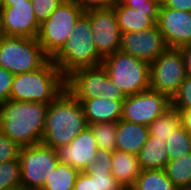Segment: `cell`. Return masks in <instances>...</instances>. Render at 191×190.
Masks as SVG:
<instances>
[{
    "label": "cell",
    "mask_w": 191,
    "mask_h": 190,
    "mask_svg": "<svg viewBox=\"0 0 191 190\" xmlns=\"http://www.w3.org/2000/svg\"><path fill=\"white\" fill-rule=\"evenodd\" d=\"M66 89L77 100H90L105 94L106 70L101 65L80 68L65 78Z\"/></svg>",
    "instance_id": "obj_15"
},
{
    "label": "cell",
    "mask_w": 191,
    "mask_h": 190,
    "mask_svg": "<svg viewBox=\"0 0 191 190\" xmlns=\"http://www.w3.org/2000/svg\"><path fill=\"white\" fill-rule=\"evenodd\" d=\"M79 173L78 169L59 162L41 190H73Z\"/></svg>",
    "instance_id": "obj_23"
},
{
    "label": "cell",
    "mask_w": 191,
    "mask_h": 190,
    "mask_svg": "<svg viewBox=\"0 0 191 190\" xmlns=\"http://www.w3.org/2000/svg\"><path fill=\"white\" fill-rule=\"evenodd\" d=\"M125 6L141 11H159L160 0H126Z\"/></svg>",
    "instance_id": "obj_35"
},
{
    "label": "cell",
    "mask_w": 191,
    "mask_h": 190,
    "mask_svg": "<svg viewBox=\"0 0 191 190\" xmlns=\"http://www.w3.org/2000/svg\"><path fill=\"white\" fill-rule=\"evenodd\" d=\"M183 56L185 72L187 76H191V45L179 47Z\"/></svg>",
    "instance_id": "obj_40"
},
{
    "label": "cell",
    "mask_w": 191,
    "mask_h": 190,
    "mask_svg": "<svg viewBox=\"0 0 191 190\" xmlns=\"http://www.w3.org/2000/svg\"><path fill=\"white\" fill-rule=\"evenodd\" d=\"M73 190H98L97 179L91 178L85 171L80 172Z\"/></svg>",
    "instance_id": "obj_37"
},
{
    "label": "cell",
    "mask_w": 191,
    "mask_h": 190,
    "mask_svg": "<svg viewBox=\"0 0 191 190\" xmlns=\"http://www.w3.org/2000/svg\"><path fill=\"white\" fill-rule=\"evenodd\" d=\"M3 8V0H0V10Z\"/></svg>",
    "instance_id": "obj_45"
},
{
    "label": "cell",
    "mask_w": 191,
    "mask_h": 190,
    "mask_svg": "<svg viewBox=\"0 0 191 190\" xmlns=\"http://www.w3.org/2000/svg\"><path fill=\"white\" fill-rule=\"evenodd\" d=\"M2 13V33L4 36L36 38L40 24L36 20L32 1L13 3L4 7Z\"/></svg>",
    "instance_id": "obj_14"
},
{
    "label": "cell",
    "mask_w": 191,
    "mask_h": 190,
    "mask_svg": "<svg viewBox=\"0 0 191 190\" xmlns=\"http://www.w3.org/2000/svg\"><path fill=\"white\" fill-rule=\"evenodd\" d=\"M137 156L141 170L164 169L169 161L166 142L150 135Z\"/></svg>",
    "instance_id": "obj_21"
},
{
    "label": "cell",
    "mask_w": 191,
    "mask_h": 190,
    "mask_svg": "<svg viewBox=\"0 0 191 190\" xmlns=\"http://www.w3.org/2000/svg\"><path fill=\"white\" fill-rule=\"evenodd\" d=\"M3 33H2V13H1V10H0V36H2Z\"/></svg>",
    "instance_id": "obj_43"
},
{
    "label": "cell",
    "mask_w": 191,
    "mask_h": 190,
    "mask_svg": "<svg viewBox=\"0 0 191 190\" xmlns=\"http://www.w3.org/2000/svg\"><path fill=\"white\" fill-rule=\"evenodd\" d=\"M126 0H115V3L123 4Z\"/></svg>",
    "instance_id": "obj_44"
},
{
    "label": "cell",
    "mask_w": 191,
    "mask_h": 190,
    "mask_svg": "<svg viewBox=\"0 0 191 190\" xmlns=\"http://www.w3.org/2000/svg\"><path fill=\"white\" fill-rule=\"evenodd\" d=\"M110 80L126 95L150 89V64L120 50L102 61Z\"/></svg>",
    "instance_id": "obj_5"
},
{
    "label": "cell",
    "mask_w": 191,
    "mask_h": 190,
    "mask_svg": "<svg viewBox=\"0 0 191 190\" xmlns=\"http://www.w3.org/2000/svg\"><path fill=\"white\" fill-rule=\"evenodd\" d=\"M65 89V77L49 59L39 69L14 76L10 99L49 105Z\"/></svg>",
    "instance_id": "obj_3"
},
{
    "label": "cell",
    "mask_w": 191,
    "mask_h": 190,
    "mask_svg": "<svg viewBox=\"0 0 191 190\" xmlns=\"http://www.w3.org/2000/svg\"><path fill=\"white\" fill-rule=\"evenodd\" d=\"M21 190H41L59 163L56 150L43 144L21 146Z\"/></svg>",
    "instance_id": "obj_8"
},
{
    "label": "cell",
    "mask_w": 191,
    "mask_h": 190,
    "mask_svg": "<svg viewBox=\"0 0 191 190\" xmlns=\"http://www.w3.org/2000/svg\"><path fill=\"white\" fill-rule=\"evenodd\" d=\"M90 20L92 38L104 59L120 49L121 31L113 8L92 9L84 13Z\"/></svg>",
    "instance_id": "obj_11"
},
{
    "label": "cell",
    "mask_w": 191,
    "mask_h": 190,
    "mask_svg": "<svg viewBox=\"0 0 191 190\" xmlns=\"http://www.w3.org/2000/svg\"><path fill=\"white\" fill-rule=\"evenodd\" d=\"M81 103L87 125L95 123L118 122L122 117V103L101 96L90 100H78Z\"/></svg>",
    "instance_id": "obj_17"
},
{
    "label": "cell",
    "mask_w": 191,
    "mask_h": 190,
    "mask_svg": "<svg viewBox=\"0 0 191 190\" xmlns=\"http://www.w3.org/2000/svg\"><path fill=\"white\" fill-rule=\"evenodd\" d=\"M21 146L0 131V163L19 159Z\"/></svg>",
    "instance_id": "obj_31"
},
{
    "label": "cell",
    "mask_w": 191,
    "mask_h": 190,
    "mask_svg": "<svg viewBox=\"0 0 191 190\" xmlns=\"http://www.w3.org/2000/svg\"><path fill=\"white\" fill-rule=\"evenodd\" d=\"M181 125L186 129V131L191 134V109L183 110L180 112Z\"/></svg>",
    "instance_id": "obj_41"
},
{
    "label": "cell",
    "mask_w": 191,
    "mask_h": 190,
    "mask_svg": "<svg viewBox=\"0 0 191 190\" xmlns=\"http://www.w3.org/2000/svg\"><path fill=\"white\" fill-rule=\"evenodd\" d=\"M135 190H179L164 169L141 170L133 186Z\"/></svg>",
    "instance_id": "obj_25"
},
{
    "label": "cell",
    "mask_w": 191,
    "mask_h": 190,
    "mask_svg": "<svg viewBox=\"0 0 191 190\" xmlns=\"http://www.w3.org/2000/svg\"><path fill=\"white\" fill-rule=\"evenodd\" d=\"M36 20L39 24L48 19L63 0H31Z\"/></svg>",
    "instance_id": "obj_32"
},
{
    "label": "cell",
    "mask_w": 191,
    "mask_h": 190,
    "mask_svg": "<svg viewBox=\"0 0 191 190\" xmlns=\"http://www.w3.org/2000/svg\"><path fill=\"white\" fill-rule=\"evenodd\" d=\"M140 173L137 155L119 150L113 151L112 174L124 188L133 187Z\"/></svg>",
    "instance_id": "obj_20"
},
{
    "label": "cell",
    "mask_w": 191,
    "mask_h": 190,
    "mask_svg": "<svg viewBox=\"0 0 191 190\" xmlns=\"http://www.w3.org/2000/svg\"><path fill=\"white\" fill-rule=\"evenodd\" d=\"M181 126L180 111L170 107L161 116L149 124V134L154 139L166 142L169 137Z\"/></svg>",
    "instance_id": "obj_22"
},
{
    "label": "cell",
    "mask_w": 191,
    "mask_h": 190,
    "mask_svg": "<svg viewBox=\"0 0 191 190\" xmlns=\"http://www.w3.org/2000/svg\"><path fill=\"white\" fill-rule=\"evenodd\" d=\"M156 24L167 47L191 45V12L175 10L161 4Z\"/></svg>",
    "instance_id": "obj_13"
},
{
    "label": "cell",
    "mask_w": 191,
    "mask_h": 190,
    "mask_svg": "<svg viewBox=\"0 0 191 190\" xmlns=\"http://www.w3.org/2000/svg\"><path fill=\"white\" fill-rule=\"evenodd\" d=\"M171 107V100L154 90L129 95L122 103V120L149 126Z\"/></svg>",
    "instance_id": "obj_10"
},
{
    "label": "cell",
    "mask_w": 191,
    "mask_h": 190,
    "mask_svg": "<svg viewBox=\"0 0 191 190\" xmlns=\"http://www.w3.org/2000/svg\"><path fill=\"white\" fill-rule=\"evenodd\" d=\"M86 127L81 103L65 89L47 107L41 144L54 149L67 145Z\"/></svg>",
    "instance_id": "obj_2"
},
{
    "label": "cell",
    "mask_w": 191,
    "mask_h": 190,
    "mask_svg": "<svg viewBox=\"0 0 191 190\" xmlns=\"http://www.w3.org/2000/svg\"><path fill=\"white\" fill-rule=\"evenodd\" d=\"M48 104L7 100L0 103V131L20 146L40 144Z\"/></svg>",
    "instance_id": "obj_1"
},
{
    "label": "cell",
    "mask_w": 191,
    "mask_h": 190,
    "mask_svg": "<svg viewBox=\"0 0 191 190\" xmlns=\"http://www.w3.org/2000/svg\"><path fill=\"white\" fill-rule=\"evenodd\" d=\"M49 59L36 38L0 36V67L14 75L39 69Z\"/></svg>",
    "instance_id": "obj_6"
},
{
    "label": "cell",
    "mask_w": 191,
    "mask_h": 190,
    "mask_svg": "<svg viewBox=\"0 0 191 190\" xmlns=\"http://www.w3.org/2000/svg\"><path fill=\"white\" fill-rule=\"evenodd\" d=\"M84 12L92 9L112 8L115 0H74Z\"/></svg>",
    "instance_id": "obj_36"
},
{
    "label": "cell",
    "mask_w": 191,
    "mask_h": 190,
    "mask_svg": "<svg viewBox=\"0 0 191 190\" xmlns=\"http://www.w3.org/2000/svg\"><path fill=\"white\" fill-rule=\"evenodd\" d=\"M20 2H24V0H3V8L12 6L13 3H20Z\"/></svg>",
    "instance_id": "obj_42"
},
{
    "label": "cell",
    "mask_w": 191,
    "mask_h": 190,
    "mask_svg": "<svg viewBox=\"0 0 191 190\" xmlns=\"http://www.w3.org/2000/svg\"><path fill=\"white\" fill-rule=\"evenodd\" d=\"M50 59L65 78L77 69L101 65L103 58L95 47L90 20L85 14L78 19L71 36Z\"/></svg>",
    "instance_id": "obj_4"
},
{
    "label": "cell",
    "mask_w": 191,
    "mask_h": 190,
    "mask_svg": "<svg viewBox=\"0 0 191 190\" xmlns=\"http://www.w3.org/2000/svg\"><path fill=\"white\" fill-rule=\"evenodd\" d=\"M149 135L148 126L120 119L117 122L116 150L138 155Z\"/></svg>",
    "instance_id": "obj_19"
},
{
    "label": "cell",
    "mask_w": 191,
    "mask_h": 190,
    "mask_svg": "<svg viewBox=\"0 0 191 190\" xmlns=\"http://www.w3.org/2000/svg\"><path fill=\"white\" fill-rule=\"evenodd\" d=\"M123 190H135L133 187H127V188H124Z\"/></svg>",
    "instance_id": "obj_46"
},
{
    "label": "cell",
    "mask_w": 191,
    "mask_h": 190,
    "mask_svg": "<svg viewBox=\"0 0 191 190\" xmlns=\"http://www.w3.org/2000/svg\"><path fill=\"white\" fill-rule=\"evenodd\" d=\"M97 143L98 149L116 150L117 123H95L88 125Z\"/></svg>",
    "instance_id": "obj_26"
},
{
    "label": "cell",
    "mask_w": 191,
    "mask_h": 190,
    "mask_svg": "<svg viewBox=\"0 0 191 190\" xmlns=\"http://www.w3.org/2000/svg\"><path fill=\"white\" fill-rule=\"evenodd\" d=\"M169 161L191 153L190 134L181 125L166 141Z\"/></svg>",
    "instance_id": "obj_27"
},
{
    "label": "cell",
    "mask_w": 191,
    "mask_h": 190,
    "mask_svg": "<svg viewBox=\"0 0 191 190\" xmlns=\"http://www.w3.org/2000/svg\"><path fill=\"white\" fill-rule=\"evenodd\" d=\"M83 9L74 0H63L48 19L40 24L37 41L51 58L71 36Z\"/></svg>",
    "instance_id": "obj_7"
},
{
    "label": "cell",
    "mask_w": 191,
    "mask_h": 190,
    "mask_svg": "<svg viewBox=\"0 0 191 190\" xmlns=\"http://www.w3.org/2000/svg\"><path fill=\"white\" fill-rule=\"evenodd\" d=\"M161 4L175 10L191 12V0H162Z\"/></svg>",
    "instance_id": "obj_39"
},
{
    "label": "cell",
    "mask_w": 191,
    "mask_h": 190,
    "mask_svg": "<svg viewBox=\"0 0 191 190\" xmlns=\"http://www.w3.org/2000/svg\"><path fill=\"white\" fill-rule=\"evenodd\" d=\"M117 16L121 33L138 32L154 27L159 11H141L115 3L112 7Z\"/></svg>",
    "instance_id": "obj_18"
},
{
    "label": "cell",
    "mask_w": 191,
    "mask_h": 190,
    "mask_svg": "<svg viewBox=\"0 0 191 190\" xmlns=\"http://www.w3.org/2000/svg\"><path fill=\"white\" fill-rule=\"evenodd\" d=\"M187 76L183 56L179 48H167L150 63V89L170 100Z\"/></svg>",
    "instance_id": "obj_9"
},
{
    "label": "cell",
    "mask_w": 191,
    "mask_h": 190,
    "mask_svg": "<svg viewBox=\"0 0 191 190\" xmlns=\"http://www.w3.org/2000/svg\"><path fill=\"white\" fill-rule=\"evenodd\" d=\"M101 97L105 99H113L116 101H124L127 97L120 88H118L109 78L107 72H106V88H105V94H103Z\"/></svg>",
    "instance_id": "obj_38"
},
{
    "label": "cell",
    "mask_w": 191,
    "mask_h": 190,
    "mask_svg": "<svg viewBox=\"0 0 191 190\" xmlns=\"http://www.w3.org/2000/svg\"><path fill=\"white\" fill-rule=\"evenodd\" d=\"M91 178L97 179L98 190H123L122 186L113 176L110 170L85 171Z\"/></svg>",
    "instance_id": "obj_30"
},
{
    "label": "cell",
    "mask_w": 191,
    "mask_h": 190,
    "mask_svg": "<svg viewBox=\"0 0 191 190\" xmlns=\"http://www.w3.org/2000/svg\"><path fill=\"white\" fill-rule=\"evenodd\" d=\"M113 152L104 149H98L95 159L89 164L85 171H106L112 172Z\"/></svg>",
    "instance_id": "obj_33"
},
{
    "label": "cell",
    "mask_w": 191,
    "mask_h": 190,
    "mask_svg": "<svg viewBox=\"0 0 191 190\" xmlns=\"http://www.w3.org/2000/svg\"><path fill=\"white\" fill-rule=\"evenodd\" d=\"M167 48L157 24L144 31L121 33L119 50L149 64Z\"/></svg>",
    "instance_id": "obj_12"
},
{
    "label": "cell",
    "mask_w": 191,
    "mask_h": 190,
    "mask_svg": "<svg viewBox=\"0 0 191 190\" xmlns=\"http://www.w3.org/2000/svg\"><path fill=\"white\" fill-rule=\"evenodd\" d=\"M164 171L179 190L191 187V153L166 163Z\"/></svg>",
    "instance_id": "obj_24"
},
{
    "label": "cell",
    "mask_w": 191,
    "mask_h": 190,
    "mask_svg": "<svg viewBox=\"0 0 191 190\" xmlns=\"http://www.w3.org/2000/svg\"><path fill=\"white\" fill-rule=\"evenodd\" d=\"M55 150L59 162L84 172L95 159L98 147L91 129L86 127L69 144Z\"/></svg>",
    "instance_id": "obj_16"
},
{
    "label": "cell",
    "mask_w": 191,
    "mask_h": 190,
    "mask_svg": "<svg viewBox=\"0 0 191 190\" xmlns=\"http://www.w3.org/2000/svg\"><path fill=\"white\" fill-rule=\"evenodd\" d=\"M171 107L179 110L191 109V76H186L177 93L171 99Z\"/></svg>",
    "instance_id": "obj_29"
},
{
    "label": "cell",
    "mask_w": 191,
    "mask_h": 190,
    "mask_svg": "<svg viewBox=\"0 0 191 190\" xmlns=\"http://www.w3.org/2000/svg\"><path fill=\"white\" fill-rule=\"evenodd\" d=\"M14 74L0 67V103L10 99Z\"/></svg>",
    "instance_id": "obj_34"
},
{
    "label": "cell",
    "mask_w": 191,
    "mask_h": 190,
    "mask_svg": "<svg viewBox=\"0 0 191 190\" xmlns=\"http://www.w3.org/2000/svg\"><path fill=\"white\" fill-rule=\"evenodd\" d=\"M0 190H21V164L19 159L0 163Z\"/></svg>",
    "instance_id": "obj_28"
}]
</instances>
